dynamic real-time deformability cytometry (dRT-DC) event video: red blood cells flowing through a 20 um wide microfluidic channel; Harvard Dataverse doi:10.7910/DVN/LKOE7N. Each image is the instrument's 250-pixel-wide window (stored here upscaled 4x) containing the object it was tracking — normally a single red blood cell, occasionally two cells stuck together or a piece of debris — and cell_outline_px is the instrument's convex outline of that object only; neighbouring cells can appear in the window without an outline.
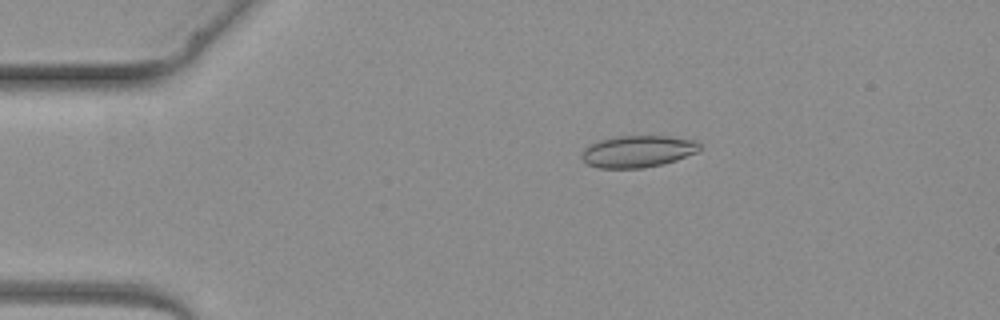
{"species": "common noctule bat (a hibernating species)", "species_latin": "Nyctalus noctula", "temperature_condition": "warm", "stored_images_in_passage": 4, "camera_frame_rate_fps": 3000, "um_per_image_px": 0.085, "animal": {"sex": "female", "body_mass_g": 19.3, "forearm_length_mm": 54.1}, "frame": {"image": 1, "passage_image": 3, "time_ms": 2.333, "image_size_px": [1000, 320], "cell_outline_px": [[700, 148], [696, 152], [676, 160], [644, 168], [600, 168], [588, 164], [580, 156], [584, 148], [588, 144], [600, 140], [616, 136], [664, 136], [696, 140], [700, 144]], "centroid_in_image_um": [54.18, 12.86], "position_along_channel_um": 30.8, "area_um2": 21.79}}